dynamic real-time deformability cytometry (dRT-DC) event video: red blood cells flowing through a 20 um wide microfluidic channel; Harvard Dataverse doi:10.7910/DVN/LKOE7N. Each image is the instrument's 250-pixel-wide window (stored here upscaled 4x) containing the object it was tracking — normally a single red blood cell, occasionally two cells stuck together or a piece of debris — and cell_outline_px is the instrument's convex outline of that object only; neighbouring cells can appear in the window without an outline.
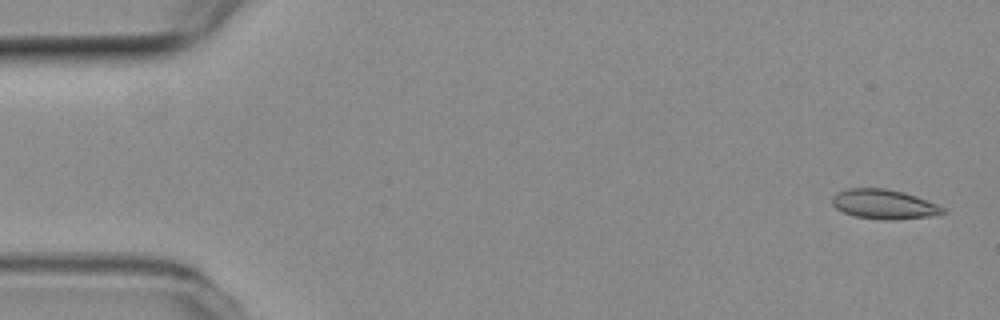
{"species": "common noctule bat (a hibernating species)", "species_latin": "Nyctalus noctula", "temperature_condition": "room temperature", "stored_images_in_passage": 54, "camera_frame_rate_fps": 3000, "um_per_image_px": 0.085, "animal": {"sex": "female", "body_mass_g": 19.3, "forearm_length_mm": 54.1}, "frame": {"image": 1, "passage_image": 2, "time_ms": 0.333, "image_size_px": [1000, 320], "cell_outline_px": [[948, 212], [928, 216], [896, 220], [884, 220], [856, 216], [844, 212], [836, 208], [832, 204], [832, 196], [836, 192], [848, 188], [884, 188], [904, 192], [916, 196], [936, 204], [944, 208]], "centroid_in_image_um": [75.12, 17.35], "position_along_channel_um": 9.9, "area_um2": 19.02}}
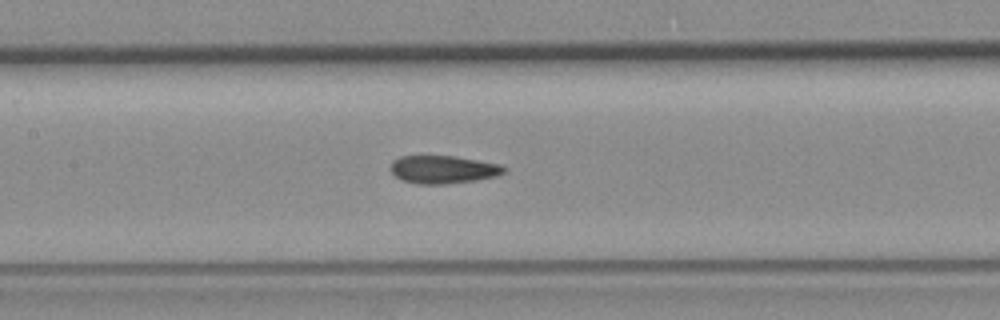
{"frame": {"image": 2, "passage_image": 25, "time_ms": 8.0, "image_size_px": [1000, 320], "cell_outline_px": [[508, 168], [504, 172], [496, 176], [476, 180], [444, 184], [420, 184], [400, 180], [392, 172], [392, 160], [400, 156], [456, 156], [500, 164]], "centroid_in_image_um": [37.68, 14.4], "position_along_channel_um": 169.7, "area_um2": 18.44}}
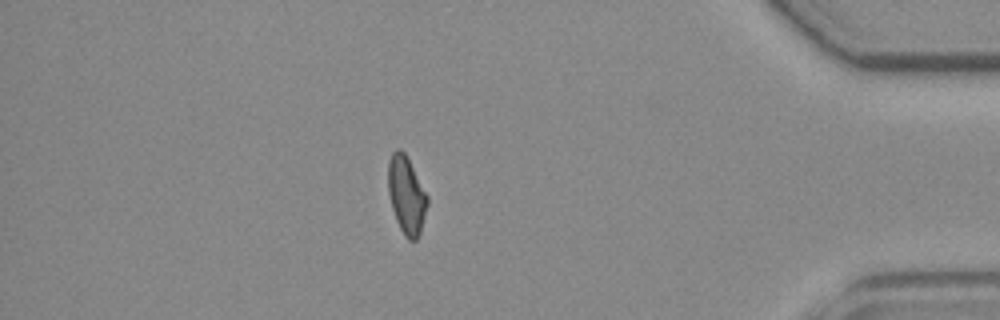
{"frame": {"image": 3, "passage_image": 47, "time_ms": 15.333, "image_size_px": [1000, 320], "cell_outline_px": [[428, 204], [420, 232], [416, 240], [408, 240], [404, 236], [396, 220], [392, 208], [388, 192], [388, 160], [392, 152], [396, 148], [400, 148], [404, 152], [428, 196]], "centroid_in_image_um": [34.53, 16.58], "position_along_channel_um": 400.7, "area_um2": 17.69}, "authors_computed_cell_mechanics": {"area_um2": 18.5827, "velocity_mm_per_s": 3.754, "shape_relaxation_time_tau1_ms": 7.638, "shape_relaxation_time_tau2_ms": 1.4451, "deformation_change_tau1": 0.1884, "deformation_change_tau2": 0.0803}}